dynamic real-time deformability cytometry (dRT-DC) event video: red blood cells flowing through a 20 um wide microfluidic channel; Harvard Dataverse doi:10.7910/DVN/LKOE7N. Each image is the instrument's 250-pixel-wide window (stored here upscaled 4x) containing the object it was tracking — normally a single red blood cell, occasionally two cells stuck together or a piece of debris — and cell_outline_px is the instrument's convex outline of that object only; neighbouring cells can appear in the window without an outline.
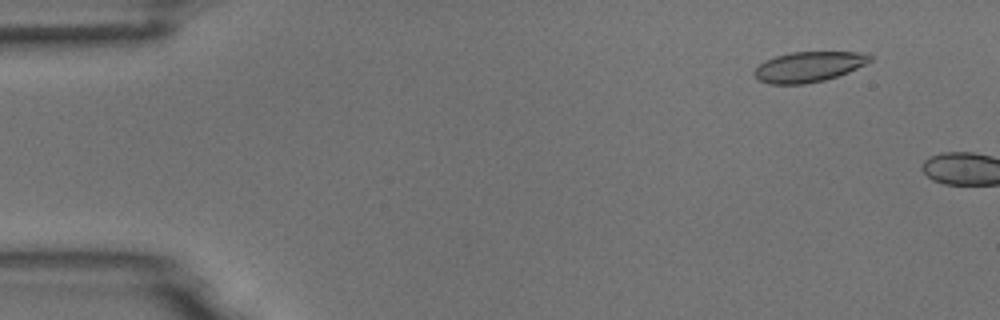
{"species": "common noctule bat (a hibernating species)", "species_latin": "Nyctalus noctula", "temperature_condition": "room temperature", "stored_images_in_passage": 8, "camera_frame_rate_fps": 3000, "um_per_image_px": 0.085, "animal": {"sex": "male", "body_mass_g": 18.8}, "frame": {"image": 1, "passage_image": 5, "time_ms": 1.333, "image_size_px": [1000, 320], "cell_outline_px": [[872, 60], [848, 72], [824, 80], [804, 84], [768, 84], [760, 80], [752, 72], [764, 60], [776, 56], [792, 52], [868, 52], [872, 56]], "centroid_in_image_um": [68.74, 5.67], "position_along_channel_um": 16.3, "area_um2": 20.35}}